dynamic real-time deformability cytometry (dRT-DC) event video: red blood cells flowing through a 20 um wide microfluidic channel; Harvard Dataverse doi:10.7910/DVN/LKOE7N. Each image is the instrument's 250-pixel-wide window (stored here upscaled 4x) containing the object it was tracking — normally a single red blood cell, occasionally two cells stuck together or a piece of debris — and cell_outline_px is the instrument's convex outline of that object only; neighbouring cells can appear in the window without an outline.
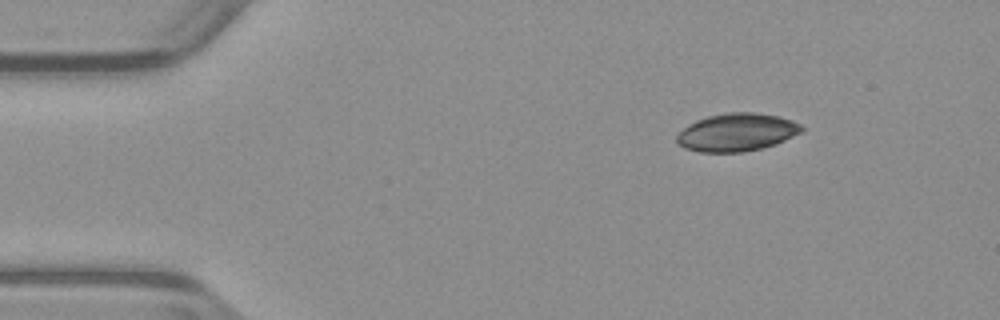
{"species": "common noctule bat (a hibernating species)", "species_latin": "Nyctalus noctula", "temperature_condition": "warm", "stored_images_in_passage": 46, "camera_frame_rate_fps": 3000, "um_per_image_px": 0.085, "animal": {"sex": "male", "body_mass_g": 23.1, "forearm_length_mm": 52.7}, "frame": {"image": 1, "passage_image": 1, "time_ms": 0.0, "image_size_px": [1000, 320], "cell_outline_px": [[804, 128], [800, 132], [776, 144], [744, 152], [700, 152], [684, 148], [676, 140], [676, 136], [684, 128], [696, 120], [708, 116], [728, 112], [752, 112], [780, 116], [792, 120], [800, 124]], "centroid_in_image_um": [62.63, 11.24], "position_along_channel_um": 22.4, "area_um2": 27.4}}
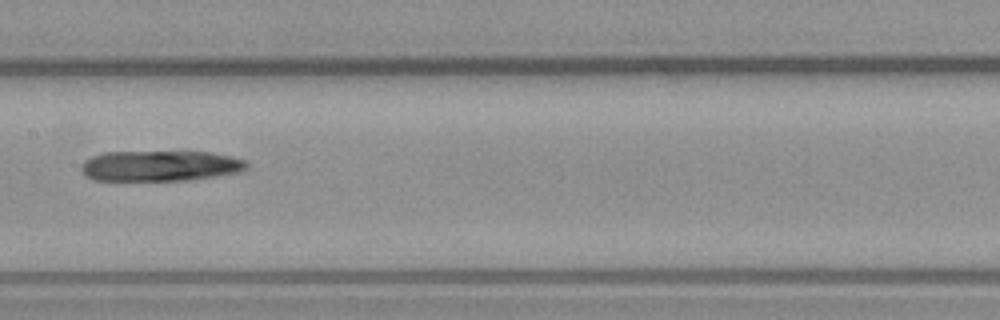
{"frame": {"image": 2, "passage_image": 20, "time_ms": 6.333, "image_size_px": [1000, 320], "cell_outline_px": [[248, 168], [236, 172], [212, 176], [184, 180], [92, 180], [84, 176], [80, 168], [84, 160], [92, 156], [104, 152], [212, 152], [232, 156], [248, 160]], "centroid_in_image_um": [13.58, 14.09], "position_along_channel_um": 193.8, "area_um2": 29.48}}
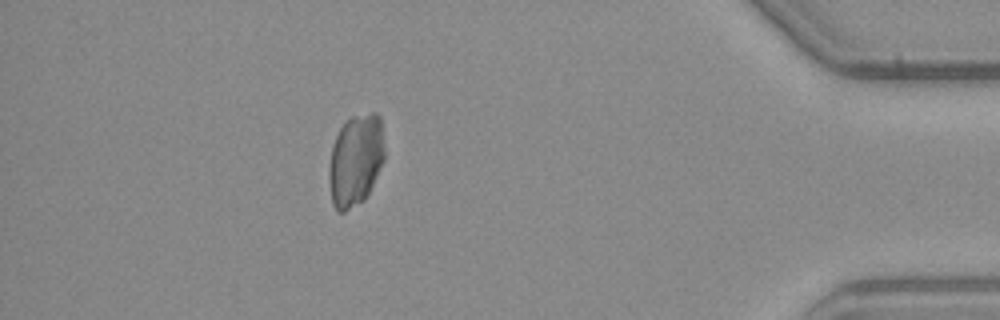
{"frame": {"image": 3, "passage_image": 40, "time_ms": 13.0, "image_size_px": [1000, 320], "cell_outline_px": [[384, 160], [364, 200], [344, 212], [336, 212], [332, 204], [328, 180], [328, 168], [332, 144], [340, 128], [352, 116], [372, 112], [376, 112], [380, 116], [384, 148]], "centroid_in_image_um": [30.2, 13.62], "position_along_channel_um": 405.0, "area_um2": 29.82}}